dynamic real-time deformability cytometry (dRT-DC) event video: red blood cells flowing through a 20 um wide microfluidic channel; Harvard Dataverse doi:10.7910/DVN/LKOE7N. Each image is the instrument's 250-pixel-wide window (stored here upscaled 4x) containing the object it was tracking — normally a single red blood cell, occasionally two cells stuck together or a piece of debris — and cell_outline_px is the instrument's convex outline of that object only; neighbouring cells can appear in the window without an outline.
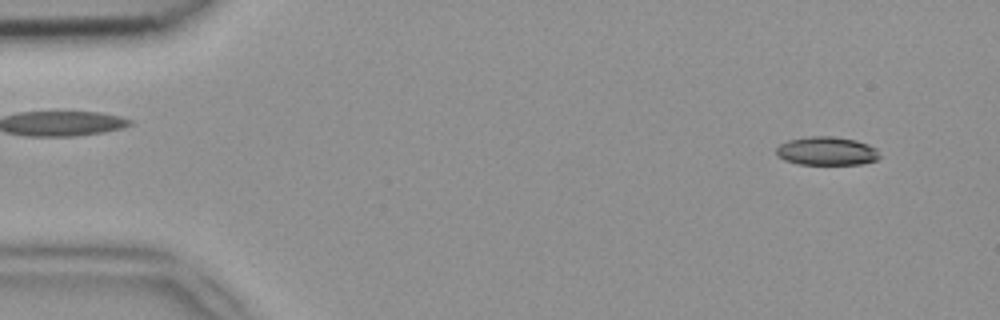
{"species": "common noctule bat (a hibernating species)", "species_latin": "Nyctalus noctula", "temperature_condition": "room temperature", "stored_images_in_passage": 49, "camera_frame_rate_fps": 3000, "um_per_image_px": 0.085, "animal": {"sex": "female", "body_mass_g": 18.4}, "frame": {"image": 1, "passage_image": 3, "time_ms": 0.667, "image_size_px": [1000, 320], "cell_outline_px": [[880, 156], [876, 160], [860, 164], [796, 164], [784, 160], [776, 156], [776, 148], [780, 144], [788, 140], [808, 136], [832, 136], [856, 140], [868, 144], [876, 148]], "centroid_in_image_um": [70.24, 12.83], "position_along_channel_um": 14.8, "area_um2": 17.28}}
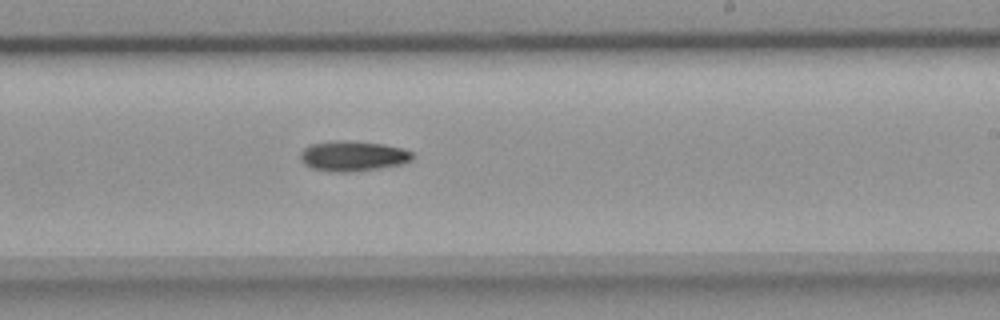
{"frame": {"image": 2, "passage_image": 29, "time_ms": 9.333, "image_size_px": [1000, 320], "cell_outline_px": [[416, 156], [412, 160], [400, 164], [380, 168], [348, 172], [328, 172], [312, 168], [304, 164], [300, 160], [300, 152], [304, 148], [312, 144], [332, 140], [344, 140], [384, 144], [404, 148], [412, 152]], "centroid_in_image_um": [30.0, 13.26], "position_along_channel_um": 259.0, "area_um2": 20.0}}
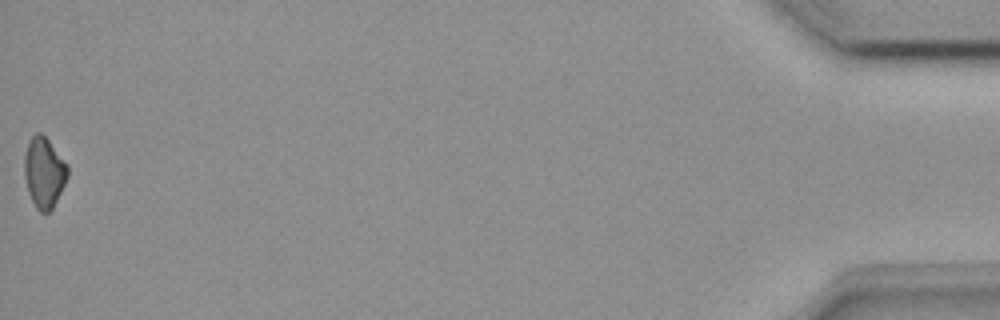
{"frame": {"image": 3, "passage_image": 49, "time_ms": 16.0, "image_size_px": [1000, 320], "cell_outline_px": [[68, 176], [52, 208], [48, 212], [40, 212], [36, 208], [28, 192], [24, 176], [24, 156], [28, 140], [36, 132], [40, 132], [48, 140], [68, 164]], "centroid_in_image_um": [3.73, 14.63], "position_along_channel_um": 431.5, "area_um2": 17.69}}